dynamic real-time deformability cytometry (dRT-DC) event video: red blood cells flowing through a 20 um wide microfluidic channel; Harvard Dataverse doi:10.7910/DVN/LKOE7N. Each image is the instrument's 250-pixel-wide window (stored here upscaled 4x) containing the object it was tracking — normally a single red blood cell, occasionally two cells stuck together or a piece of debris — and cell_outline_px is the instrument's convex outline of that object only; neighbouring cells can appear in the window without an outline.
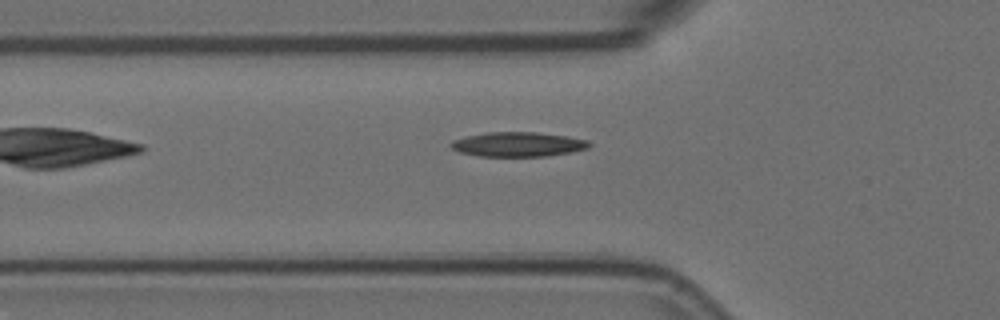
{"species": "Egyptian fruit bat (a non-hibernating species)", "species_latin": "Rousettus aegyptiacus", "temperature_condition": "room temperature", "stored_images_in_passage": 5, "camera_frame_rate_fps": 3000, "um_per_image_px": 0.085, "animal": {"sex": "female"}, "frame": {"image": 1, "passage_image": 5, "time_ms": 1.333, "image_size_px": [1000, 320], "cell_outline_px": [[592, 144], [588, 148], [572, 152], [548, 156], [480, 156], [460, 152], [452, 148], [448, 144], [452, 140], [468, 136], [488, 132], [536, 132], [568, 136], [588, 140]], "centroid_in_image_um": [44.06, 12.27], "position_along_channel_um": 81.7, "area_um2": 19.83}}